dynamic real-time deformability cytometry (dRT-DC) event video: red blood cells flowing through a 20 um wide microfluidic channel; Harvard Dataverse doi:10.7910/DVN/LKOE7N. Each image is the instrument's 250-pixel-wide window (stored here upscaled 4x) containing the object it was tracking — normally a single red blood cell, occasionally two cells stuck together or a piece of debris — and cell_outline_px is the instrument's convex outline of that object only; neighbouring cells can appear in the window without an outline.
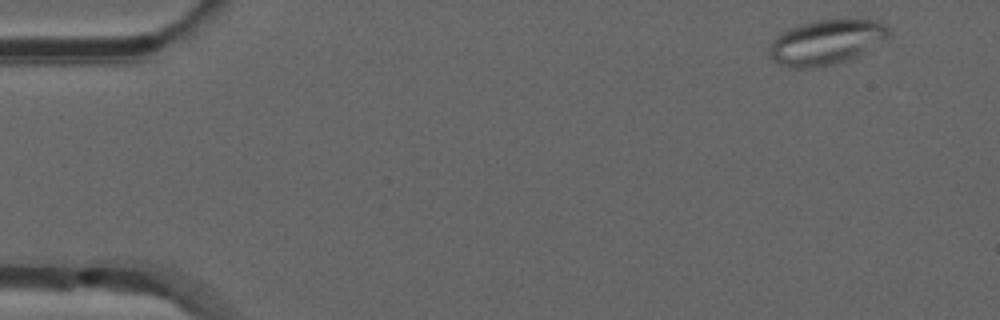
{"species": "common noctule bat (a hibernating species)", "species_latin": "Nyctalus noctula", "temperature_condition": "room temperature", "stored_images_in_passage": 5, "camera_frame_rate_fps": 3000, "um_per_image_px": 0.085, "animal": {"sex": "male", "forearm_length_mm": 52.5}, "frame": {"image": 1, "passage_image": 1, "time_ms": 0.0, "image_size_px": [1000, 320], "cell_outline_px": [[892, 32], [888, 36], [856, 56], [848, 60], [832, 64], [812, 68], [792, 68], [776, 64], [768, 52], [772, 40], [776, 36], [800, 24], [816, 20], [848, 16], [880, 20]], "centroid_in_image_um": [70.24, 3.53], "position_along_channel_um": 14.8, "area_um2": 31.73}}